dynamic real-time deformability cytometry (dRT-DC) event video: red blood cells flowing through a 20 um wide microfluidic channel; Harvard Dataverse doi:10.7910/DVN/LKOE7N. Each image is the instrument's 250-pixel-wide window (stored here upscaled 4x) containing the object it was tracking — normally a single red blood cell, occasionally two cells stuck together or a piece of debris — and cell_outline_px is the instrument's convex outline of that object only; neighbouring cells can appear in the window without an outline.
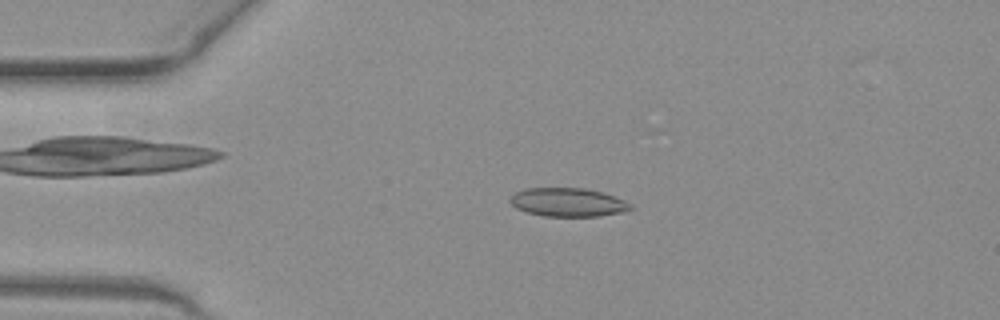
{"species": "common noctule bat (a hibernating species)", "species_latin": "Nyctalus noctula", "temperature_condition": "warm", "stored_images_in_passage": 47, "camera_frame_rate_fps": 3000, "um_per_image_px": 0.085, "animal": {"sex": "female", "body_mass_g": 19.3, "forearm_length_mm": 54.1}, "frame": {"image": 1, "passage_image": 7, "time_ms": 2.0, "image_size_px": [1000, 320], "cell_outline_px": [[632, 208], [628, 212], [600, 216], [544, 216], [528, 212], [516, 208], [508, 200], [516, 192], [524, 188], [584, 188], [604, 192], [624, 200], [632, 204]], "centroid_in_image_um": [48.32, 17.19], "position_along_channel_um": 36.7, "area_um2": 20.23}}
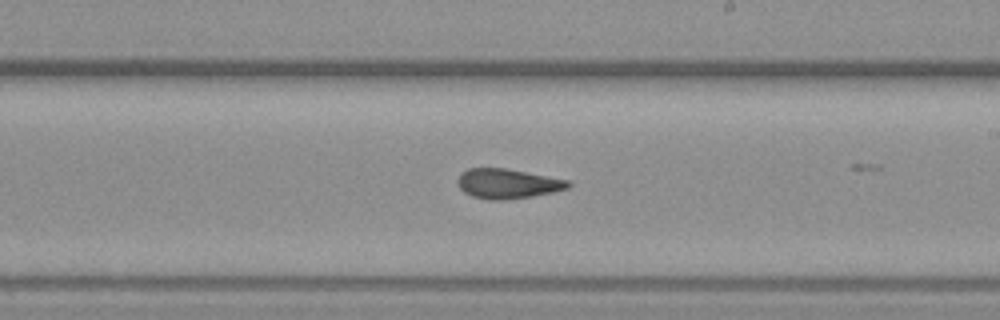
{"frame": {"image": 2, "passage_image": 25, "time_ms": 8.0, "image_size_px": [1000, 320], "cell_outline_px": [[572, 184], [568, 188], [552, 192], [532, 196], [504, 200], [488, 200], [472, 196], [464, 192], [460, 188], [456, 180], [468, 168], [504, 168], [568, 180]], "centroid_in_image_um": [43.13, 15.62], "position_along_channel_um": 245.9, "area_um2": 18.96}}
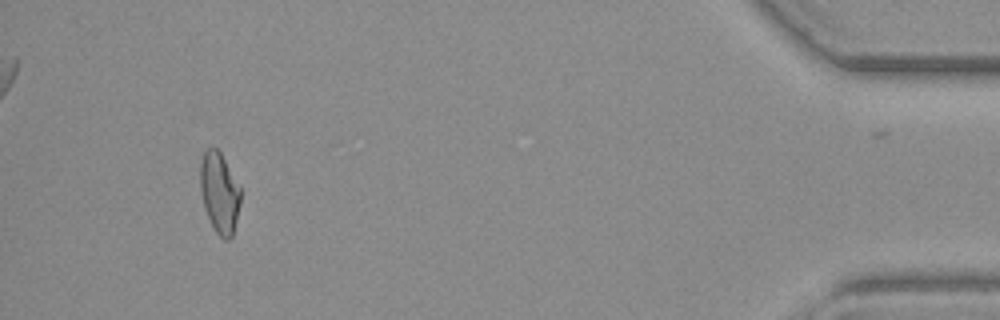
{"frame": {"image": 3, "passage_image": 43, "time_ms": 14.0, "image_size_px": [1000, 320], "cell_outline_px": [[240, 204], [232, 236], [228, 240], [224, 240], [216, 232], [204, 208], [200, 192], [200, 164], [204, 152], [208, 148], [216, 148], [220, 152], [240, 188]], "centroid_in_image_um": [18.64, 16.39], "position_along_channel_um": 416.6, "area_um2": 18.67}, "authors_computed_cell_mechanics": {"area_um2": 19.4786, "velocity_mm_per_s": 4.0821, "shape_relaxation_time_tau1_ms": null, "shape_relaxation_time_tau2_ms": 3.0745, "deformation_change_tau1": null, "deformation_change_tau2": 0.1018}}